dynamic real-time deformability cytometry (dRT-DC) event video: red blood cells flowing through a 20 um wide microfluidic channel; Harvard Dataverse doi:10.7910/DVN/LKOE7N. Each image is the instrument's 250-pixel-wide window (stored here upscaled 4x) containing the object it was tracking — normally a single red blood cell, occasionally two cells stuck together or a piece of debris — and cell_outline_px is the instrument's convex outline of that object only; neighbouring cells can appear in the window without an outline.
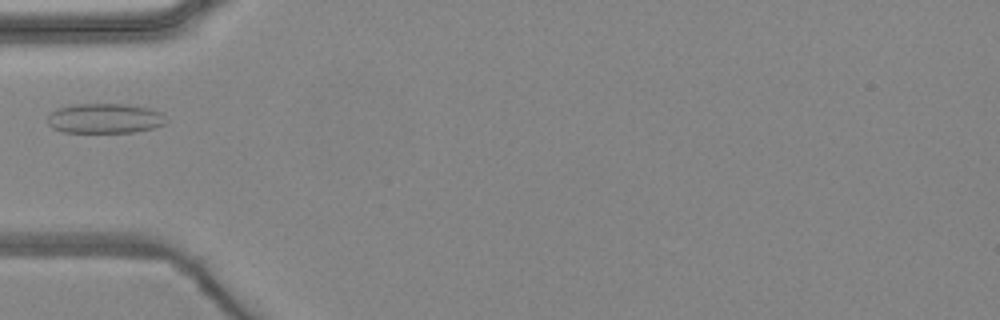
{"species": "common noctule bat (a hibernating species)", "species_latin": "Nyctalus noctula", "temperature_condition": "warm", "stored_images_in_passage": 6, "camera_frame_rate_fps": 3000, "um_per_image_px": 0.085, "animal": {"sex": "female", "body_mass_g": 24.6, "forearm_length_mm": 56.2}, "frame": {"image": 1, "passage_image": 5, "time_ms": 6.333, "image_size_px": [1000, 320], "cell_outline_px": [[168, 120], [164, 124], [152, 128], [136, 132], [64, 132], [52, 128], [48, 124], [48, 116], [56, 108], [76, 104], [128, 104], [148, 108], [160, 112]], "centroid_in_image_um": [8.91, 10.06], "position_along_channel_um": 76.1, "area_um2": 20.63}}